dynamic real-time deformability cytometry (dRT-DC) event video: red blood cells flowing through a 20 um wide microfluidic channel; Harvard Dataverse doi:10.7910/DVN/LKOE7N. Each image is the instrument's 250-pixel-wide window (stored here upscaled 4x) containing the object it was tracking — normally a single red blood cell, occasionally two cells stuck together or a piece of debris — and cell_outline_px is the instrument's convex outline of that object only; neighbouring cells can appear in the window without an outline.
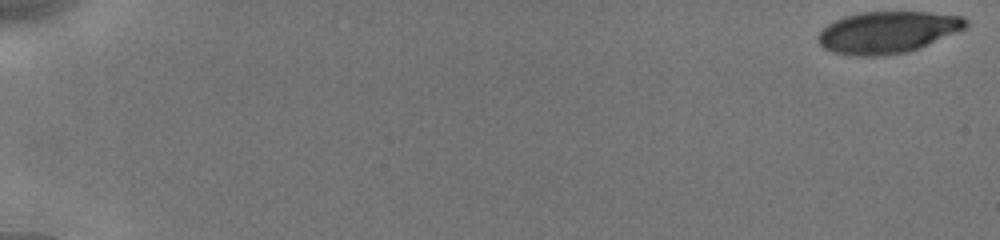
{"species": "human", "species_latin": "Homo sapiens", "temperature_condition": "cold", "stored_images_in_passage": 16, "camera_frame_rate_fps": 3000, "um_per_image_px": 0.085, "donor": {"sex": "male"}, "frame": {"image": 1, "passage_image": 1, "time_ms": 0.0, "image_size_px": [1000, 240], "cell_outline_px": [[968, 28], [920, 48], [908, 52], [884, 56], [856, 56], [832, 52], [824, 48], [820, 44], [816, 36], [828, 24], [844, 16], [860, 12], [928, 12], [964, 16], [968, 20]], "centroid_in_image_um": [75.49, 2.74], "position_along_channel_um": 9.5, "area_um2": 36.36}}
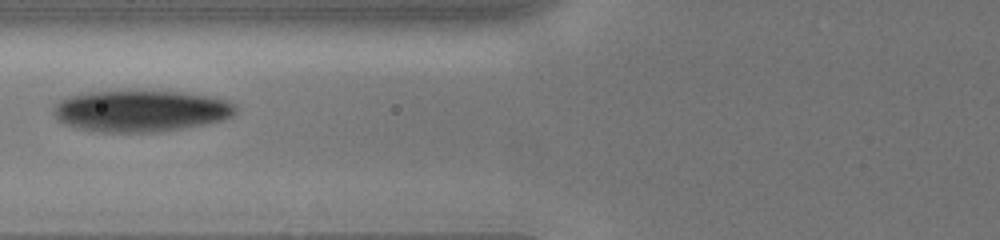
{"frame": {"image": 2, "passage_image": 14, "time_ms": 7.667, "image_size_px": [1000, 240], "cell_outline_px": [[236, 112], [232, 116], [224, 120], [204, 124], [156, 132], [100, 132], [76, 128], [64, 124], [56, 120], [52, 112], [52, 108], [60, 100], [68, 96], [88, 92], [128, 88], [180, 92], [216, 96], [228, 100], [236, 104]], "centroid_in_image_um": [11.94, 9.39], "position_along_channel_um": 113.9, "area_um2": 45.49}}
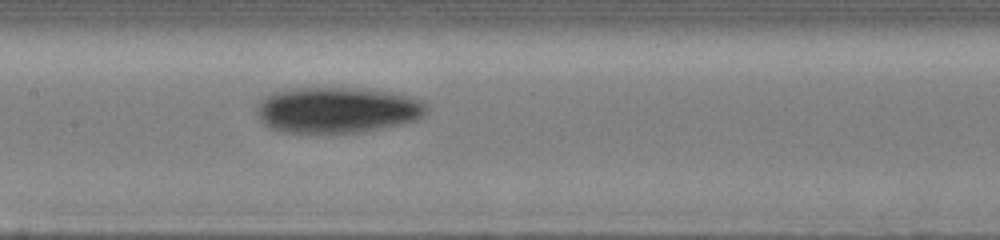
{"frame": {"image": 3, "passage_image": 16, "time_ms": 9.333, "image_size_px": [1000, 240], "cell_outline_px": [[432, 108], [420, 120], [404, 124], [360, 132], [284, 132], [268, 128], [256, 116], [256, 108], [268, 96], [276, 92], [296, 88], [364, 88], [396, 92], [420, 100], [428, 104]], "centroid_in_image_um": [28.77, 9.35], "position_along_channel_um": 178.6, "area_um2": 45.84}}